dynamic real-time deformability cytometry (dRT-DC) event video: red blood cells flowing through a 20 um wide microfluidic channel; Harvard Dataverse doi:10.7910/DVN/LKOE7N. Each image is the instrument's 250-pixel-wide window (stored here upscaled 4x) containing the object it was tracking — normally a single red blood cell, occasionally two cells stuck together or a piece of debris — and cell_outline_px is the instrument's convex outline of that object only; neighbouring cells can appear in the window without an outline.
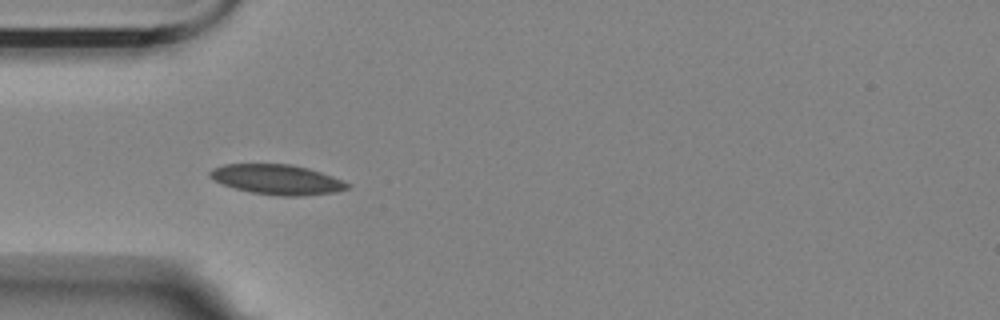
{"species": "Egyptian fruit bat (a non-hibernating species)", "species_latin": "Rousettus aegyptiacus", "temperature_condition": "room temperature", "stored_images_in_passage": 41, "camera_frame_rate_fps": 3000, "um_per_image_px": 0.085, "animal": {"sex": "female"}, "frame": {"image": 1, "passage_image": 1, "time_ms": 0.0, "image_size_px": [1000, 320], "cell_outline_px": [[352, 184], [348, 188], [336, 192], [300, 196], [280, 196], [252, 192], [236, 188], [224, 184], [208, 176], [208, 172], [212, 168], [224, 164], [288, 164], [308, 168], [332, 176]], "centroid_in_image_um": [23.57, 15.25], "position_along_channel_um": 61.4, "area_um2": 23.81}}
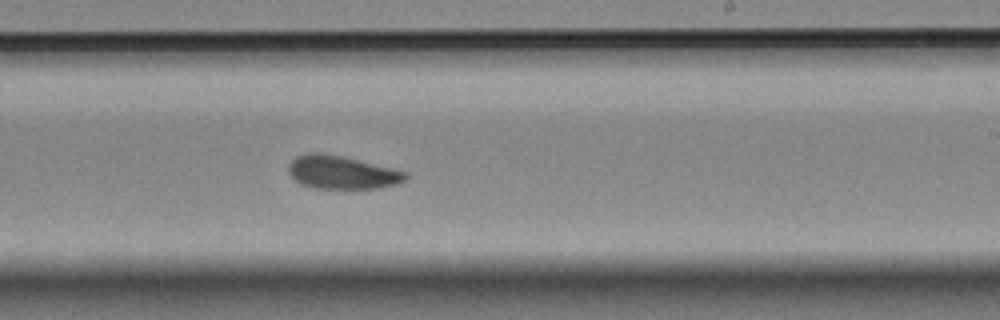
{"frame": {"image": 2, "passage_image": 18, "time_ms": 5.667, "image_size_px": [1000, 320], "cell_outline_px": [[408, 176], [404, 180], [396, 184], [376, 188], [312, 188], [300, 184], [292, 180], [288, 172], [288, 164], [296, 156], [308, 152], [316, 152], [340, 156], [392, 168], [408, 172]], "centroid_in_image_um": [28.99, 14.65], "position_along_channel_um": 260.0, "area_um2": 22.6}}
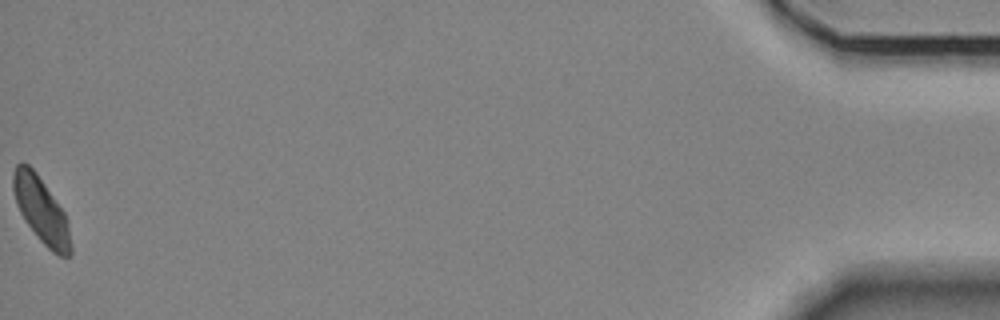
{"frame": {"image": 3, "passage_image": 41, "time_ms": 13.333, "image_size_px": [1000, 320], "cell_outline_px": [[72, 256], [60, 256], [52, 252], [40, 240], [28, 224], [20, 212], [16, 204], [12, 188], [12, 172], [16, 164], [24, 160], [36, 172], [64, 212], [68, 220], [72, 244]], "centroid_in_image_um": [3.5, 17.85], "position_along_channel_um": 431.7, "area_um2": 22.2}, "authors_computed_cell_mechanics": {"area_um2": 22.542, "velocity_mm_per_s": 3.5173, "shape_relaxation_time_tau1_ms": 5.2238, "shape_relaxation_time_tau2_ms": 3.2617, "deformation_change_tau1": 0.1113, "deformation_change_tau2": 0.0682}}